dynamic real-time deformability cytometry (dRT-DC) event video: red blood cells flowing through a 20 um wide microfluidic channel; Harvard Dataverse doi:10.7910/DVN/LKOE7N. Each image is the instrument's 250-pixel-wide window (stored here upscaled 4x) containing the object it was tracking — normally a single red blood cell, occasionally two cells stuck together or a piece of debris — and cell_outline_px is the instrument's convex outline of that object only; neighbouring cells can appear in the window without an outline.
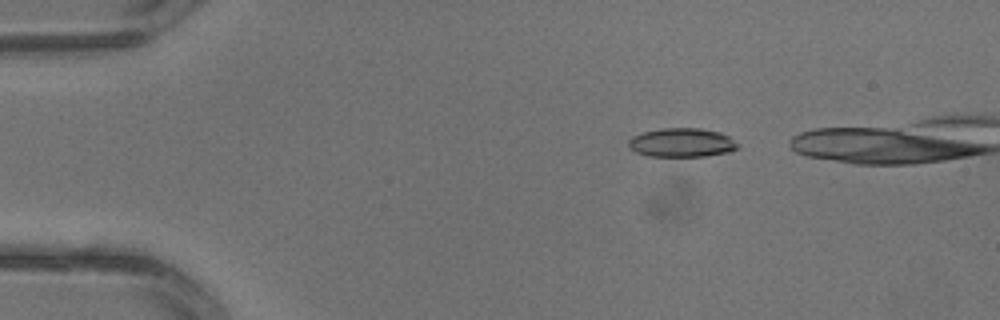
{"species": "common noctule bat (a hibernating species)", "species_latin": "Nyctalus noctula", "temperature_condition": "warm", "stored_images_in_passage": 4, "camera_frame_rate_fps": 3000, "um_per_image_px": 0.085, "animal": {"sex": "male", "body_mass_g": 13.3}, "frame": {"image": 1, "passage_image": 2, "time_ms": 0.333, "image_size_px": [1000, 320], "cell_outline_px": [[740, 148], [728, 152], [704, 156], [648, 156], [636, 152], [628, 148], [628, 140], [632, 136], [640, 132], [660, 128], [700, 128], [720, 132], [728, 136]], "centroid_in_image_um": [57.89, 12.11], "position_along_channel_um": 27.1, "area_um2": 18.5}}